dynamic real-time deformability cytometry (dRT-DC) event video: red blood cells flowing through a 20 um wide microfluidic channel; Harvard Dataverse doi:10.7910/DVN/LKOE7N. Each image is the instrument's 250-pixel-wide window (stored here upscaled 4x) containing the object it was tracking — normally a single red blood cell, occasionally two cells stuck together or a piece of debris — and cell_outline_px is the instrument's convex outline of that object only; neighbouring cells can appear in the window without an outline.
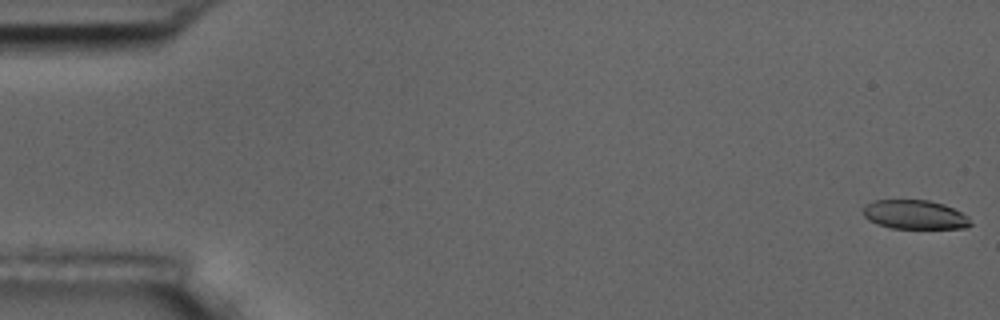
{"species": "common noctule bat (a hibernating species)", "species_latin": "Nyctalus noctula", "temperature_condition": "room temperature", "stored_images_in_passage": 5, "camera_frame_rate_fps": 3000, "um_per_image_px": 0.085, "animal": {"sex": "male", "body_mass_g": 17.5, "forearm_length_mm": 52.3}, "frame": {"image": 1, "passage_image": 1, "time_ms": 0.0, "image_size_px": [1000, 320], "cell_outline_px": [[972, 224], [964, 228], [892, 228], [876, 224], [868, 220], [864, 216], [864, 208], [868, 204], [876, 200], [928, 200], [944, 204], [968, 216]], "centroid_in_image_um": [77.76, 18.25], "position_along_channel_um": 7.2, "area_um2": 18.03}}
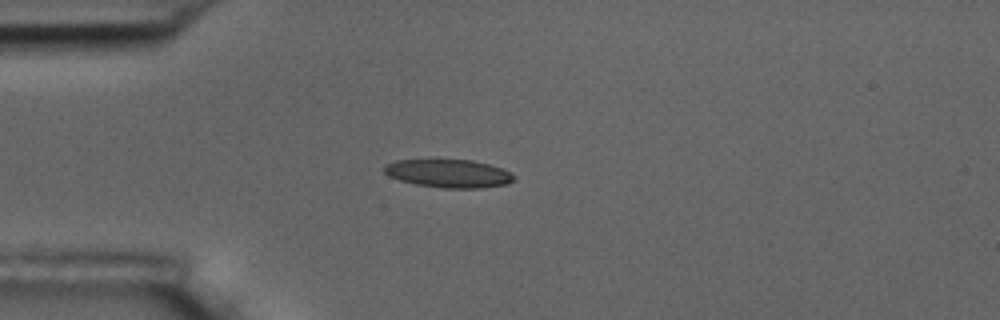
{"frame": {"image": 2, "passage_image": 5, "time_ms": 4.667, "image_size_px": [1000, 320], "cell_outline_px": [[516, 180], [508, 184], [480, 188], [444, 188], [416, 184], [400, 180], [388, 176], [384, 172], [384, 164], [396, 160], [472, 160], [488, 164], [500, 168], [516, 176]], "centroid_in_image_um": [38.14, 14.75], "position_along_channel_um": 46.9, "area_um2": 21.27}}